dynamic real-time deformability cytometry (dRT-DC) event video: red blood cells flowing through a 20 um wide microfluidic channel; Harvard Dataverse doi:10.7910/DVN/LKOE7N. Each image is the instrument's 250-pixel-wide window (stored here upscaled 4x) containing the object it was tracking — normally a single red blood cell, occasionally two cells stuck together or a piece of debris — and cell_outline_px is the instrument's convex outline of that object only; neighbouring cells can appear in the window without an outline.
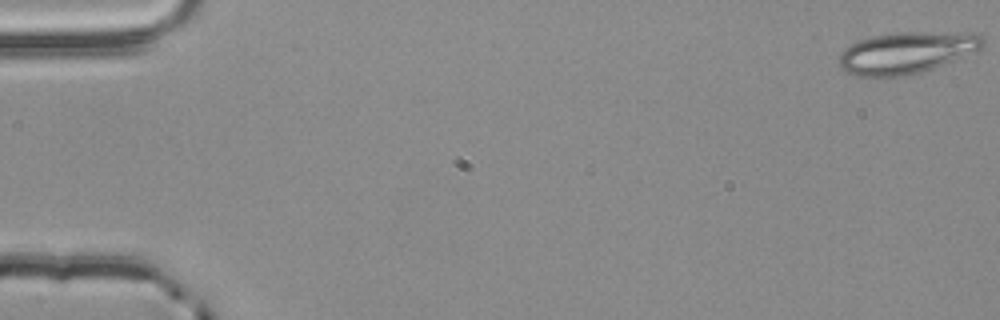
{"species": "common noctule bat (a hibernating species)", "species_latin": "Nyctalus noctula", "temperature_condition": "room temperature", "stored_images_in_passage": 5, "segment_of_instrument_passage": [1, 2], "camera_frame_rate_fps": 3000, "um_per_image_px": 0.085, "animal": {"sex": "male", "body_mass_g": 20.4}, "frame": {"image": 1, "passage_image": 1, "time_ms": 0.0, "image_size_px": [1000, 320], "cell_outline_px": [[984, 44], [980, 48], [952, 60], [932, 68], [920, 72], [904, 76], [856, 76], [840, 68], [840, 52], [844, 48], [860, 40], [872, 36], [896, 32], [980, 32], [984, 36]], "centroid_in_image_um": [77.06, 4.45], "position_along_channel_um": 7.9, "area_um2": 34.68}}